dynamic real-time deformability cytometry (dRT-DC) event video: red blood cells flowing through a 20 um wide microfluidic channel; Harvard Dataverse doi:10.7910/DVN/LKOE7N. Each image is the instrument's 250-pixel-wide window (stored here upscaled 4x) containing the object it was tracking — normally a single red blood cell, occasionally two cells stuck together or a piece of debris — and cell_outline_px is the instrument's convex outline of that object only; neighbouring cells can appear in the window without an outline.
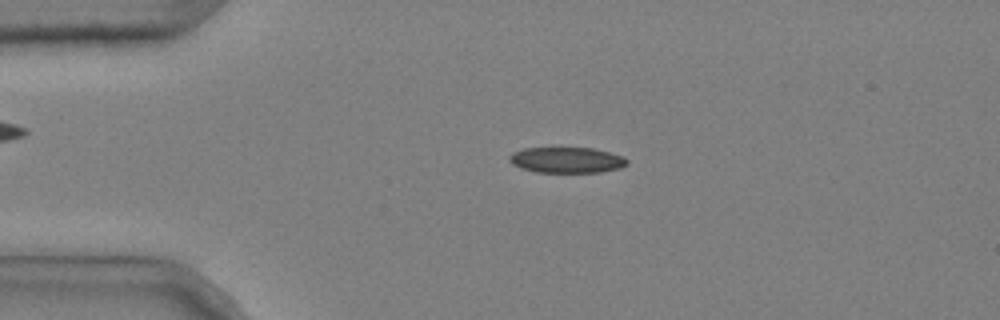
{"species": "common noctule bat (a hibernating species)", "species_latin": "Nyctalus noctula", "temperature_condition": "cold", "stored_images_in_passage": 51, "camera_frame_rate_fps": 3000, "um_per_image_px": 0.085, "animal": {"sex": "male", "body_mass_g": 20.4}, "frame": {"image": 1, "passage_image": 11, "time_ms": 3.333, "image_size_px": [1000, 320], "cell_outline_px": [[628, 164], [620, 168], [600, 172], [536, 172], [520, 168], [512, 164], [508, 160], [508, 156], [512, 152], [524, 148], [552, 144], [556, 144], [592, 148], [624, 156], [628, 160]], "centroid_in_image_um": [48.1, 13.54], "position_along_channel_um": 36.9, "area_um2": 18.79}}
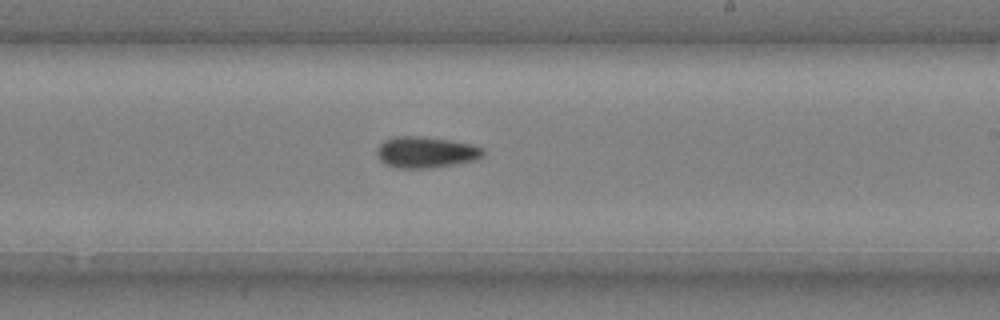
{"frame": {"image": 2, "passage_image": 31, "time_ms": 10.0, "image_size_px": [1000, 320], "cell_outline_px": [[484, 156], [476, 160], [428, 168], [396, 168], [384, 164], [380, 160], [376, 152], [376, 148], [384, 140], [396, 136], [420, 136], [448, 140], [472, 144], [484, 148]], "centroid_in_image_um": [36.18, 12.94], "position_along_channel_um": 252.8, "area_um2": 19.36}}
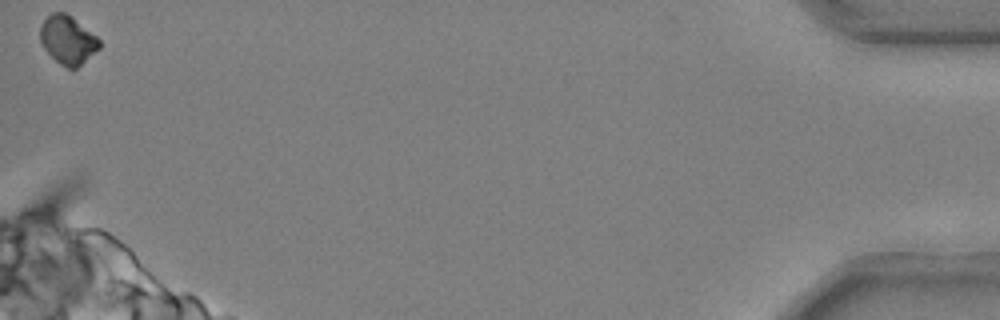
{"frame": {"image": 3, "passage_image": 51, "time_ms": 16.667, "image_size_px": [1000, 320], "cell_outline_px": [[100, 48], [76, 68], [68, 68], [60, 64], [44, 48], [40, 40], [40, 28], [44, 20], [52, 12], [64, 12], [96, 36], [100, 40]], "centroid_in_image_um": [5.75, 3.4], "position_along_channel_um": 429.5, "area_um2": 16.24}, "authors_computed_cell_mechanics": {"area_um2": 18.1492, "velocity_mm_per_s": 3.7134, "shape_relaxation_time_tau1_ms": 5.9408, "shape_relaxation_time_tau2_ms": null, "deformation_change_tau1": 0.1577, "deformation_change_tau2": null}}